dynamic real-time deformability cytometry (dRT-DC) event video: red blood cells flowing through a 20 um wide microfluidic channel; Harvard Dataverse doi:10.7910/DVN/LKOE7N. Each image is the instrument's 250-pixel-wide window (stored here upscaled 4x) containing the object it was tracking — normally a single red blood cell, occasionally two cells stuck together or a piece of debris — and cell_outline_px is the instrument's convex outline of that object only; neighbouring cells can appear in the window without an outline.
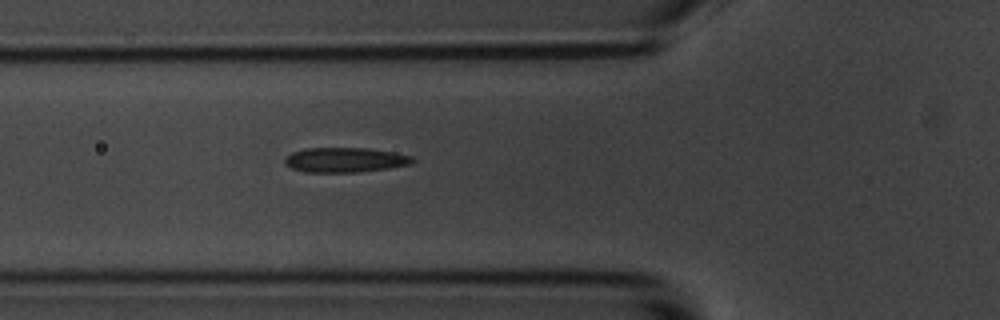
{"species": "common noctule bat (a hibernating species)", "species_latin": "Nyctalus noctula", "temperature_condition": "room temperature", "stored_images_in_passage": 3, "camera_frame_rate_fps": 3000, "um_per_image_px": 0.085, "animal": {"sex": "male", "body_mass_g": 20.1, "forearm_length_mm": 53.5}, "frame": {"image": 1, "passage_image": 3, "time_ms": 2.333, "image_size_px": [1000, 320], "cell_outline_px": [[416, 160], [408, 164], [388, 168], [356, 172], [304, 172], [292, 168], [284, 164], [284, 160], [292, 152], [304, 148], [368, 148], [392, 152], [412, 156]], "centroid_in_image_um": [29.29, 13.59], "position_along_channel_um": 96.5, "area_um2": 18.32}}